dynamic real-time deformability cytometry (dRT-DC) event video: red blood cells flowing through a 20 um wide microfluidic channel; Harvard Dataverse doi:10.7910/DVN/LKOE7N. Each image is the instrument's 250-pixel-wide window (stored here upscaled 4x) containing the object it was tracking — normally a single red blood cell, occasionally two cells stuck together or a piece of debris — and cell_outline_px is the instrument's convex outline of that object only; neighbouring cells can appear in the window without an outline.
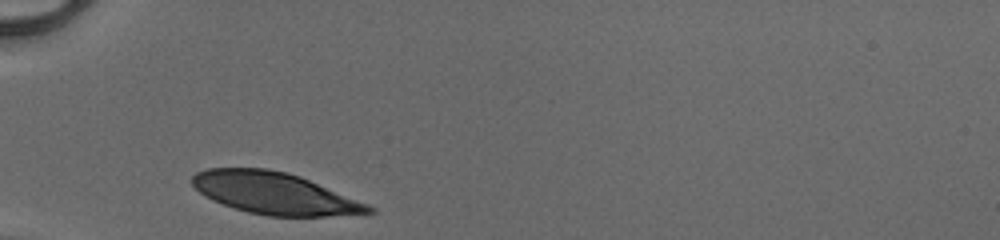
{"species": "human", "species_latin": "Homo sapiens", "temperature_condition": "cold", "stored_images_in_passage": 26, "camera_frame_rate_fps": 3000, "um_per_image_px": 0.085, "donor": {"sex": "male"}, "frame": {"image": 1, "passage_image": 1, "time_ms": 0.0, "image_size_px": [1000, 240], "cell_outline_px": [[376, 212], [328, 216], [268, 216], [248, 212], [212, 200], [204, 196], [192, 184], [192, 176], [196, 172], [208, 168], [268, 168], [288, 172], [300, 176], [368, 204], [376, 208]], "centroid_in_image_um": [23.33, 16.42], "position_along_channel_um": 61.7, "area_um2": 42.77}}
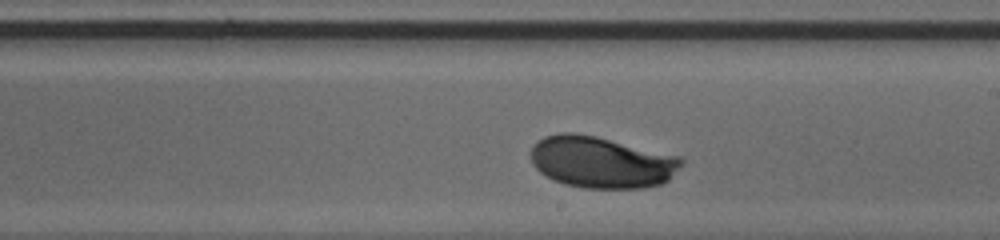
{"frame": {"image": 2, "passage_image": 15, "time_ms": 4.667, "image_size_px": [1000, 240], "cell_outline_px": [[684, 164], [664, 184], [644, 188], [584, 188], [564, 184], [540, 172], [532, 164], [532, 144], [544, 136], [560, 132], [576, 132], [596, 136], [680, 156], [684, 160]], "centroid_in_image_um": [51.15, 13.78], "position_along_channel_um": 237.9, "area_um2": 45.55}}
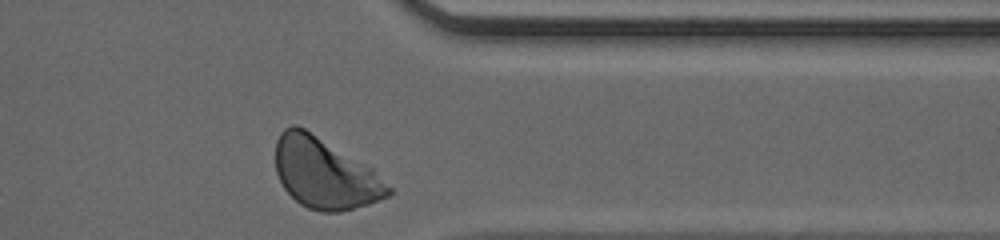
{"frame": {"image": 3, "passage_image": 26, "time_ms": 8.333, "image_size_px": [1000, 240], "cell_outline_px": [[392, 192], [388, 196], [368, 204], [340, 212], [320, 212], [308, 208], [300, 204], [284, 188], [276, 172], [276, 140], [280, 132], [284, 128], [292, 124], [296, 124], [304, 128], [372, 168], [392, 188]], "centroid_in_image_um": [27.59, 14.74], "position_along_channel_um": 383.8, "area_um2": 46.12}, "authors_computed_cell_mechanics": {"area_um2": 44.9973, "velocity_mm_per_s": 4.042, "shape_relaxation_time_tau1_ms": 2.1982, "shape_relaxation_time_tau2_ms": null, "deformation_change_tau1": 0.1381, "deformation_change_tau2": null}}